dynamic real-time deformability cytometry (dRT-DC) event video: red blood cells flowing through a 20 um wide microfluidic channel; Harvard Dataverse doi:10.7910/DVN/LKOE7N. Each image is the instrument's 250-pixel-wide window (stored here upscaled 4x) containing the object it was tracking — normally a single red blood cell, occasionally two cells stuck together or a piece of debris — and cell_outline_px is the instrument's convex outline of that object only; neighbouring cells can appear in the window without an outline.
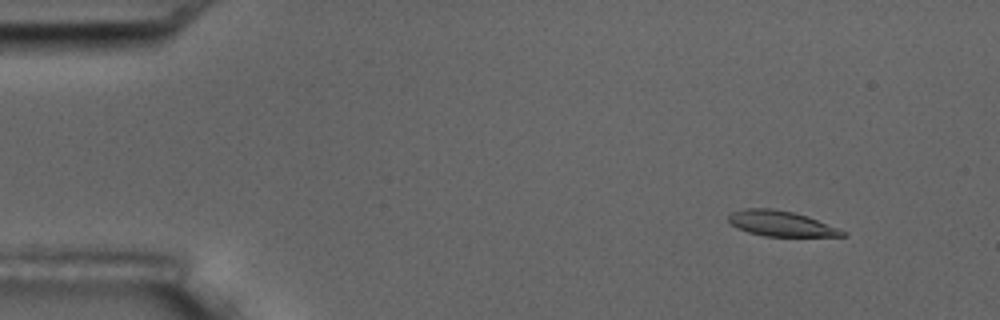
{"species": "common noctule bat (a hibernating species)", "species_latin": "Nyctalus noctula", "temperature_condition": "room temperature", "stored_images_in_passage": 5, "camera_frame_rate_fps": 3000, "um_per_image_px": 0.085, "animal": {"sex": "male", "body_mass_g": 17.5, "forearm_length_mm": 52.3}, "frame": {"image": 1, "passage_image": 1, "time_ms": 0.0, "image_size_px": [1000, 320], "cell_outline_px": [[848, 236], [764, 236], [748, 232], [736, 228], [728, 220], [728, 216], [732, 212], [744, 208], [772, 208], [792, 212], [808, 216], [848, 232]], "centroid_in_image_um": [66.39, 19.0], "position_along_channel_um": 18.6, "area_um2": 16.88}}
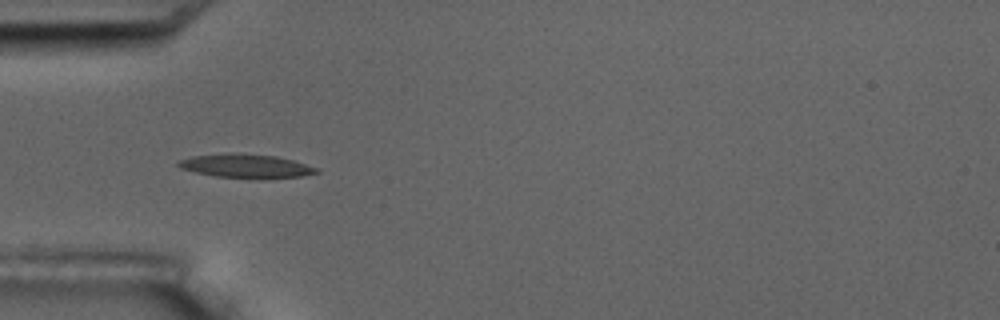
{"frame": {"image": 2, "passage_image": 4, "time_ms": 4.0, "image_size_px": [1000, 320], "cell_outline_px": [[320, 172], [300, 176], [264, 180], [216, 176], [196, 172], [180, 168], [176, 164], [176, 160], [192, 156], [232, 152], [276, 156], [292, 160], [320, 168]], "centroid_in_image_um": [20.92, 14.12], "position_along_channel_um": 64.1, "area_um2": 19.59}}